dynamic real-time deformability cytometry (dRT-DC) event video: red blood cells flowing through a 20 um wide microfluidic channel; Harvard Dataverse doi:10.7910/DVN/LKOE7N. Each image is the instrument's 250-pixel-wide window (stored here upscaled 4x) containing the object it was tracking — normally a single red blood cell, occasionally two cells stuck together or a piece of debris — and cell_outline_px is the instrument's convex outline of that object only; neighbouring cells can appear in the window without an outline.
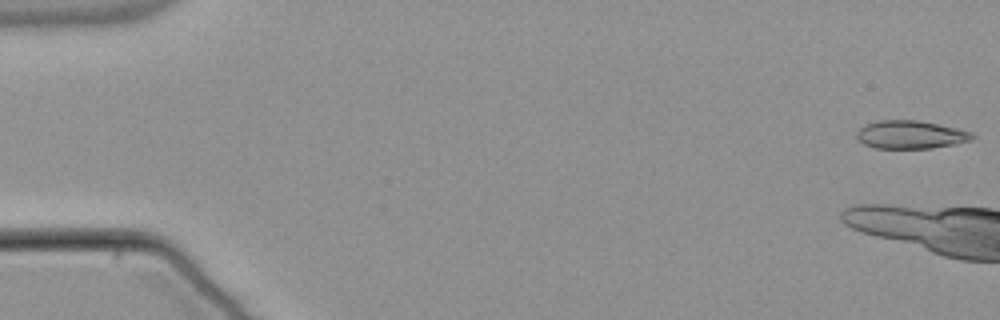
{"species": "common noctule bat (a hibernating species)", "species_latin": "Nyctalus noctula", "temperature_condition": "warm", "stored_images_in_passage": 12, "camera_frame_rate_fps": 3000, "um_per_image_px": 0.085, "animal": {"sex": "male", "body_mass_g": 21.5, "forearm_length_mm": 52.0}, "frame": {"image": 1, "passage_image": 1, "time_ms": 0.0, "image_size_px": [1000, 320], "cell_outline_px": [[976, 136], [972, 140], [956, 144], [932, 148], [876, 148], [864, 144], [856, 136], [856, 132], [864, 124], [880, 120], [920, 120], [956, 128], [972, 132]], "centroid_in_image_um": [77.42, 11.44], "position_along_channel_um": 7.6, "area_um2": 19.02}}